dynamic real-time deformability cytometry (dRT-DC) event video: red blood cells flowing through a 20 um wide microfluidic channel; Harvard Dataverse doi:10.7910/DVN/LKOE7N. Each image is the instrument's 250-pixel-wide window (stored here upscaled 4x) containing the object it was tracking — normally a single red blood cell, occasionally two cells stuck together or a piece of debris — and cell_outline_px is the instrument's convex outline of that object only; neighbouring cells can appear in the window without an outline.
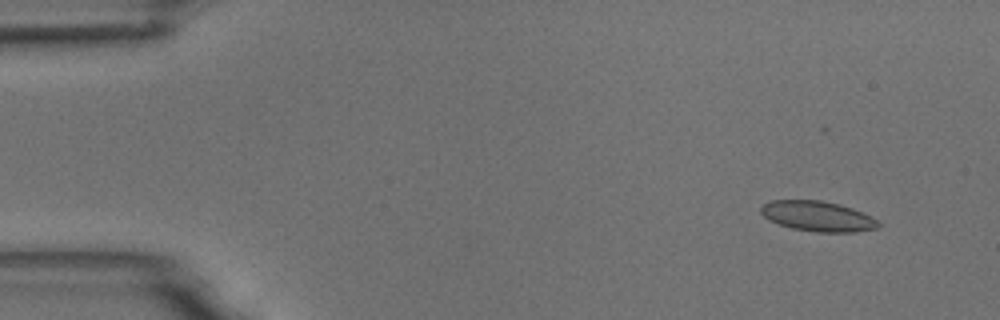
{"species": "common noctule bat (a hibernating species)", "species_latin": "Nyctalus noctula", "temperature_condition": "room temperature", "stored_images_in_passage": 4, "camera_frame_rate_fps": 3000, "um_per_image_px": 0.085, "animal": {"sex": "male", "body_mass_g": 18.8}, "frame": {"image": 1, "passage_image": 1, "time_ms": 0.0, "image_size_px": [1000, 320], "cell_outline_px": [[880, 224], [876, 228], [856, 232], [816, 232], [792, 228], [768, 220], [760, 212], [760, 208], [768, 200], [820, 200], [840, 204], [852, 208], [872, 216]], "centroid_in_image_um": [69.49, 18.37], "position_along_channel_um": 15.5, "area_um2": 20.69}}